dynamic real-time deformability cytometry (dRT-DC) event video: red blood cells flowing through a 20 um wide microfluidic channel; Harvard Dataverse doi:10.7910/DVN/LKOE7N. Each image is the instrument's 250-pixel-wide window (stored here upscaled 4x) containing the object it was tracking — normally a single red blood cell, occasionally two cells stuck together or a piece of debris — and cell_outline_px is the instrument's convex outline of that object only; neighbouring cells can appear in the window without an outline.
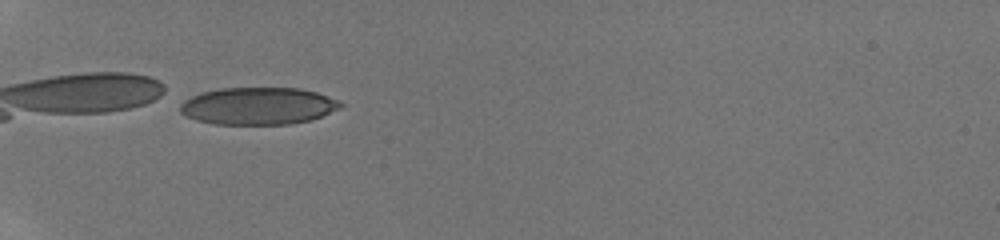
{"species": "human", "species_latin": "Homo sapiens", "temperature_condition": "room temperature", "stored_images_in_passage": 27, "camera_frame_rate_fps": 3000, "um_per_image_px": 0.085, "donor": {"sex": "male"}, "frame": {"image": 1, "passage_image": 1, "time_ms": 0.0, "image_size_px": [1000, 240], "cell_outline_px": [[344, 104], [340, 108], [312, 120], [292, 124], [212, 124], [196, 120], [180, 112], [180, 104], [184, 100], [200, 92], [220, 88], [300, 88], [316, 92], [328, 96]], "centroid_in_image_um": [21.93, 9.01], "position_along_channel_um": 63.1, "area_um2": 34.91}}
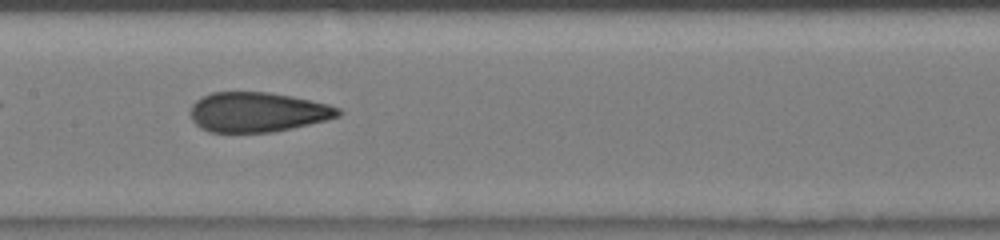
{"frame": {"image": 2, "passage_image": 9, "time_ms": 3.333, "image_size_px": [1000, 240], "cell_outline_px": [[344, 112], [340, 116], [328, 120], [292, 128], [272, 132], [208, 132], [200, 128], [192, 120], [192, 104], [196, 100], [212, 92], [268, 92], [292, 96], [328, 104], [340, 108]], "centroid_in_image_um": [21.93, 9.53], "position_along_channel_um": 185.5, "area_um2": 34.33}}
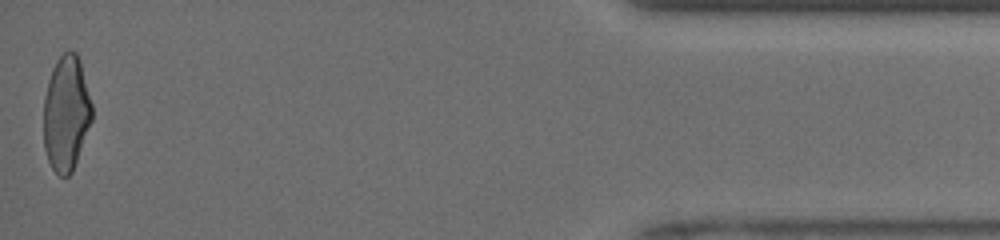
{"frame": {"image": 3, "passage_image": 27, "time_ms": 10.667, "image_size_px": [1000, 240], "cell_outline_px": [[92, 120], [72, 172], [68, 176], [60, 176], [52, 168], [48, 160], [44, 148], [44, 96], [48, 80], [52, 68], [56, 60], [68, 48], [76, 52], [80, 60], [92, 104]], "centroid_in_image_um": [5.62, 9.6], "position_along_channel_um": 429.6, "area_um2": 32.6}, "authors_computed_cell_mechanics": {"area_um2": 34.102, "velocity_mm_per_s": 4.19, "shape_relaxation_time_tau1_ms": null, "shape_relaxation_time_tau2_ms": 0.6632, "deformation_change_tau1": null, "deformation_change_tau2": 0.0545}}